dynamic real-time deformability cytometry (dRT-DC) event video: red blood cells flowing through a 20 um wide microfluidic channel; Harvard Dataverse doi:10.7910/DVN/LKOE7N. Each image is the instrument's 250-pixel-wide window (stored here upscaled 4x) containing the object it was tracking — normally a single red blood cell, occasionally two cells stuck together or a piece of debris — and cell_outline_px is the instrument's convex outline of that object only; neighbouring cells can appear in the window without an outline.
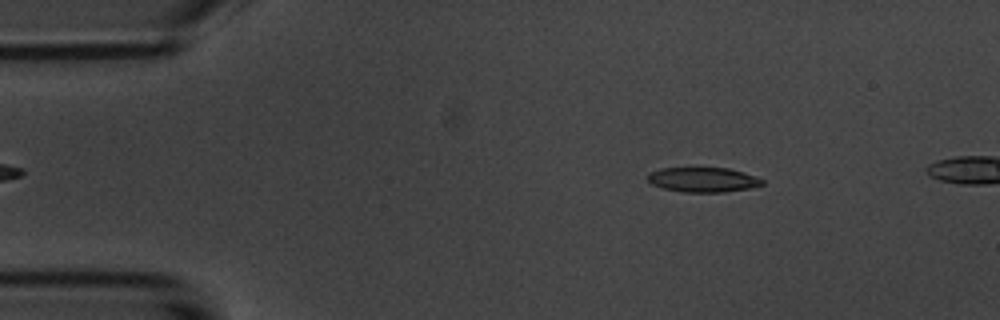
{"species": "common noctule bat (a hibernating species)", "species_latin": "Nyctalus noctula", "temperature_condition": "room temperature", "stored_images_in_passage": 4, "camera_frame_rate_fps": 3000, "um_per_image_px": 0.085, "animal": {"sex": "male", "body_mass_g": 20.1, "forearm_length_mm": 53.5}, "frame": {"image": 1, "passage_image": 2, "time_ms": 1.0, "image_size_px": [1000, 320], "cell_outline_px": [[764, 184], [748, 188], [724, 192], [684, 192], [664, 188], [652, 184], [648, 180], [648, 172], [660, 168], [728, 168], [744, 172], [764, 180]], "centroid_in_image_um": [59.75, 15.27], "position_along_channel_um": 25.3, "area_um2": 16.42}}